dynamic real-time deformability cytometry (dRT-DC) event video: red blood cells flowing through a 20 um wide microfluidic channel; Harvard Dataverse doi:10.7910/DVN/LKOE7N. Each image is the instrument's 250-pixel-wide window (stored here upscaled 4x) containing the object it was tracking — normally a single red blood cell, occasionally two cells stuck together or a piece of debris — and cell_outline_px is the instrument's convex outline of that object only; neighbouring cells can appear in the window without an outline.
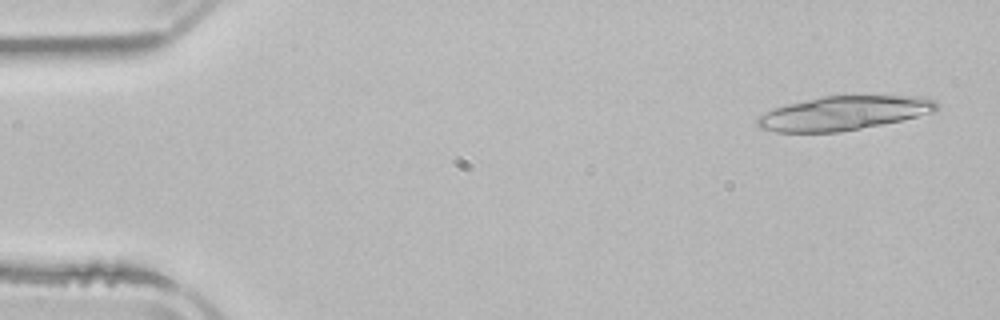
{"species": "common noctule bat (a hibernating species)", "species_latin": "Nyctalus noctula", "temperature_condition": "room temperature", "stored_images_in_passage": 4, "camera_frame_rate_fps": 3000, "um_per_image_px": 0.085, "animal": {"sex": "male", "body_mass_g": 21.5, "forearm_length_mm": 52.0}, "frame": {"image": 1, "passage_image": 1, "time_ms": 0.0, "image_size_px": [1000, 320], "cell_outline_px": [[940, 108], [936, 112], [900, 120], [840, 132], [776, 132], [760, 128], [756, 124], [756, 120], [760, 116], [776, 108], [788, 104], [820, 96], [920, 96], [936, 100], [940, 104]], "centroid_in_image_um": [71.77, 9.61], "position_along_channel_um": 13.2, "area_um2": 35.37}}